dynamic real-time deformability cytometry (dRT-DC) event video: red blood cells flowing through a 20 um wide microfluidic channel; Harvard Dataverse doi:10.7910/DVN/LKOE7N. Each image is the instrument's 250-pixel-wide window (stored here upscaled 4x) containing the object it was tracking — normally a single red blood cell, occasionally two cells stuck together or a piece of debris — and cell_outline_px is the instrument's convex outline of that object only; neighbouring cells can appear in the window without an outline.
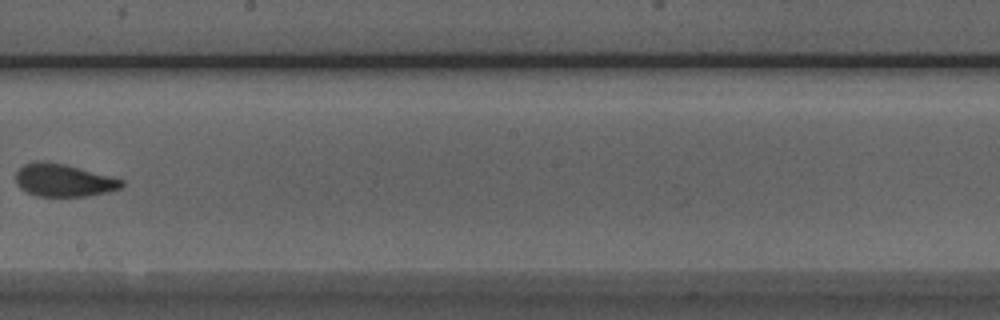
{"species": "Egyptian fruit bat (a non-hibernating species)", "species_latin": "Rousettus aegyptiacus", "temperature_condition": "room temperature", "stored_images_in_passage": 10, "segment_of_instrument_passage": [1, 2], "camera_frame_rate_fps": 3000, "um_per_image_px": 0.085, "animal": {"sex": "male"}, "frame": {"image": 1, "passage_image": 9, "time_ms": 2.667, "image_size_px": [1000, 320], "cell_outline_px": [[124, 184], [120, 188], [108, 192], [88, 196], [36, 196], [20, 188], [16, 184], [16, 172], [24, 164], [36, 160], [44, 160], [64, 164], [124, 180]], "centroid_in_image_um": [5.37, 15.32], "position_along_channel_um": 242.8, "area_um2": 20.11}}